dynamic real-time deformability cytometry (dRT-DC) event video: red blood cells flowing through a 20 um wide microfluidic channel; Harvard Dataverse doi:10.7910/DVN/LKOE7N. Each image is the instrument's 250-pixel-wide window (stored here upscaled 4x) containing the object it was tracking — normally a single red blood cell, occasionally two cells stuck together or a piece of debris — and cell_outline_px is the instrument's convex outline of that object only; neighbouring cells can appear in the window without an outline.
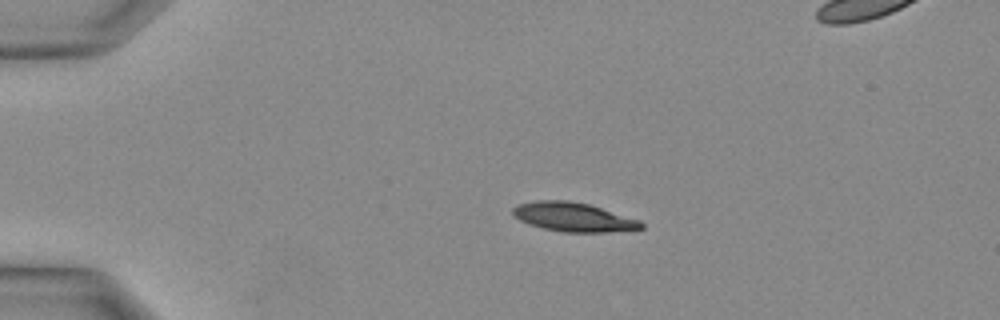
{"species": "Egyptian fruit bat (a non-hibernating species)", "species_latin": "Rousettus aegyptiacus", "temperature_condition": "warm", "stored_images_in_passage": 31, "segment_of_instrument_passage": [1, 2], "camera_frame_rate_fps": 3000, "um_per_image_px": 0.085, "animal": {"sex": "female"}, "frame": {"image": 1, "passage_image": 4, "time_ms": 1.0, "image_size_px": [1000, 320], "cell_outline_px": [[644, 228], [608, 232], [564, 232], [544, 228], [528, 224], [512, 216], [512, 208], [520, 204], [536, 200], [568, 200], [588, 204], [640, 220], [644, 224]], "centroid_in_image_um": [48.72, 18.45], "position_along_channel_um": 36.3, "area_um2": 21.62}}
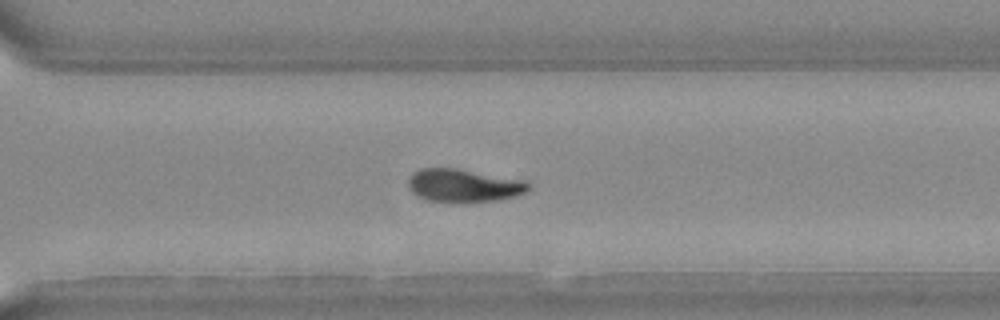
{"frame": {"image": 2, "passage_image": 21, "time_ms": 6.667, "image_size_px": [1000, 320], "cell_outline_px": [[528, 188], [524, 192], [516, 196], [496, 200], [428, 200], [416, 196], [412, 192], [408, 184], [408, 180], [412, 172], [420, 168], [456, 168], [524, 180], [528, 184]], "centroid_in_image_um": [39.36, 15.73], "position_along_channel_um": 331.2, "area_um2": 22.43}}
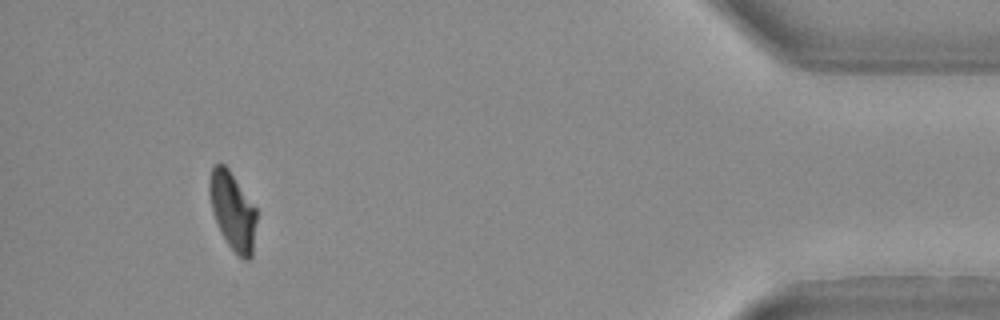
{"frame": {"image": 3, "passage_image": 28, "time_ms": 9.0, "image_size_px": [1000, 320], "cell_outline_px": [[256, 220], [252, 256], [248, 260], [244, 260], [228, 244], [216, 220], [212, 208], [208, 192], [208, 180], [212, 168], [216, 164], [224, 164], [228, 168], [256, 208]], "centroid_in_image_um": [19.77, 17.9], "position_along_channel_um": 415.4, "area_um2": 20.92}}